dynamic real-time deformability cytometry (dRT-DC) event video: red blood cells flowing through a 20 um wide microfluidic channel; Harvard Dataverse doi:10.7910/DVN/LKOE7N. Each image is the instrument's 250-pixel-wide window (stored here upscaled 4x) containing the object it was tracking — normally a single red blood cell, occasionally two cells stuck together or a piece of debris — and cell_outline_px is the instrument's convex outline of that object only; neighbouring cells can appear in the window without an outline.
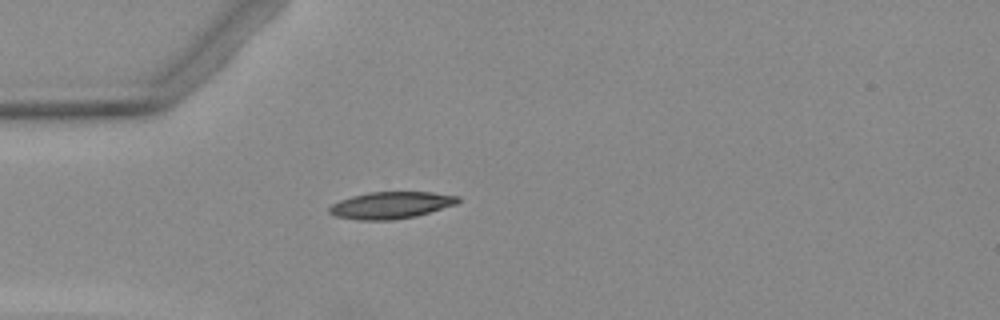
{"species": "Egyptian fruit bat (a non-hibernating species)", "species_latin": "Rousettus aegyptiacus", "temperature_condition": "warm", "stored_images_in_passage": 1, "camera_frame_rate_fps": 3000, "um_per_image_px": 0.085, "animal": {"sex": "female"}, "frame": {"image": 1, "passage_image": 1, "time_ms": 0.0, "image_size_px": [1000, 320], "cell_outline_px": [[460, 200], [456, 204], [416, 216], [392, 220], [360, 220], [336, 216], [328, 212], [328, 208], [332, 204], [340, 200], [352, 196], [368, 192], [432, 192], [460, 196]], "centroid_in_image_um": [33.23, 17.44], "position_along_channel_um": 51.8, "area_um2": 20.11}}